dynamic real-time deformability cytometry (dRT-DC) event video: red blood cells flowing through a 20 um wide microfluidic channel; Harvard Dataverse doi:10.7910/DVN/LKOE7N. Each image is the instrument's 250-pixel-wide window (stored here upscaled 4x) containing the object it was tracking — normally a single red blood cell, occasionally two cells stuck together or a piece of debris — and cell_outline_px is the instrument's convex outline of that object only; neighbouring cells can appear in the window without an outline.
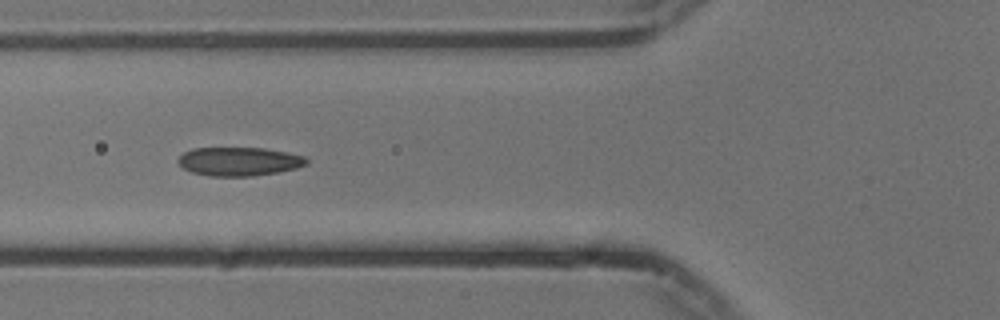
{"species": "common noctule bat (a hibernating species)", "species_latin": "Nyctalus noctula", "temperature_condition": "cold", "stored_images_in_passage": 46, "camera_frame_rate_fps": 3000, "um_per_image_px": 0.085, "animal": {"sex": "male", "body_mass_g": 13.3}, "frame": {"image": 1, "passage_image": 11, "time_ms": 3.333, "image_size_px": [1000, 320], "cell_outline_px": [[308, 164], [296, 168], [276, 172], [252, 176], [208, 176], [192, 172], [184, 168], [176, 160], [184, 152], [192, 148], [264, 148], [304, 156], [308, 160]], "centroid_in_image_um": [20.3, 13.72], "position_along_channel_um": 105.5, "area_um2": 21.33}}
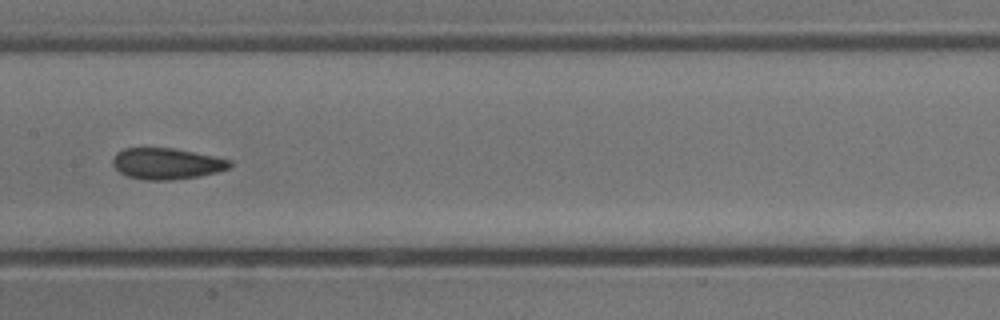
{"frame": {"image": 2, "passage_image": 18, "time_ms": 5.667, "image_size_px": [1000, 320], "cell_outline_px": [[232, 164], [228, 168], [216, 172], [200, 176], [172, 180], [144, 180], [128, 176], [120, 172], [112, 164], [112, 160], [116, 152], [124, 148], [172, 148], [232, 160]], "centroid_in_image_um": [14.14, 13.91], "position_along_channel_um": 193.3, "area_um2": 21.15}}
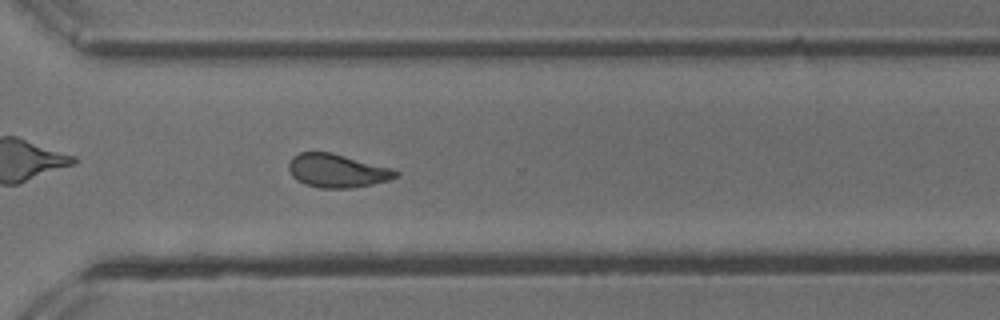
{"frame": {"image": 3, "passage_image": 30, "time_ms": 9.667, "image_size_px": [1000, 320], "cell_outline_px": [[400, 176], [388, 180], [372, 184], [352, 188], [320, 188], [304, 184], [296, 180], [292, 176], [288, 168], [288, 164], [292, 156], [300, 152], [332, 152], [396, 168], [400, 172]], "centroid_in_image_um": [28.7, 14.5], "position_along_channel_um": 341.9, "area_um2": 21.39}}